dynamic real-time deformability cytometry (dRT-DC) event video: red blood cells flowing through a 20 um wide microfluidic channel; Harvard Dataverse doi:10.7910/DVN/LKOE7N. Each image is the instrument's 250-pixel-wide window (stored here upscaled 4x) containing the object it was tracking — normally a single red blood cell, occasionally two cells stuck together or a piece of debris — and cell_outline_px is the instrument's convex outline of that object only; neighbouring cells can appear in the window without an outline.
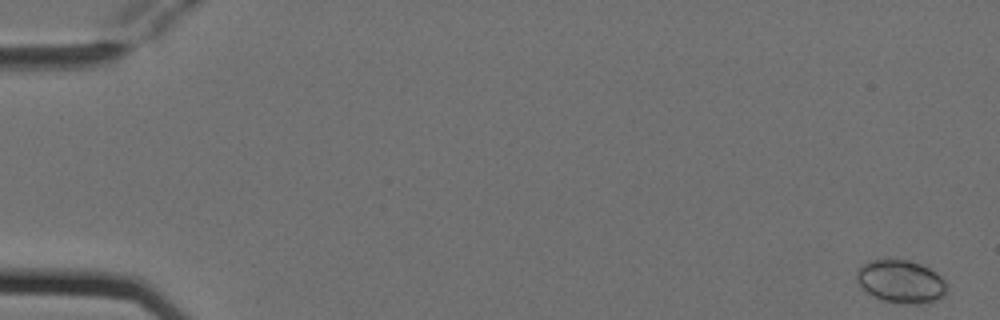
{"species": "Egyptian fruit bat (a non-hibernating species)", "species_latin": "Rousettus aegyptiacus", "temperature_condition": "cold", "stored_images_in_passage": 4, "camera_frame_rate_fps": 3000, "um_per_image_px": 0.085, "animal": {"sex": "female"}, "frame": {"image": 1, "passage_image": 1, "time_ms": 0.0, "image_size_px": [1000, 320], "cell_outline_px": [[944, 296], [936, 300], [920, 304], [900, 304], [884, 300], [872, 296], [856, 280], [856, 272], [864, 264], [872, 260], [908, 260], [920, 264], [936, 272], [944, 280]], "centroid_in_image_um": [76.57, 23.94], "position_along_channel_um": 8.4, "area_um2": 22.2}}
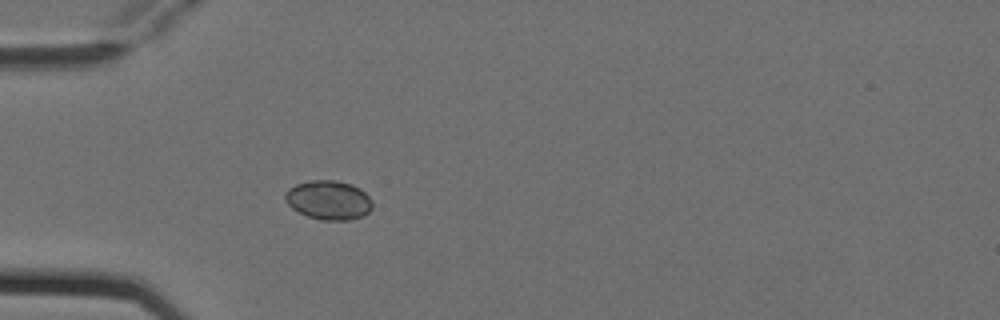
{"frame": {"image": 2, "passage_image": 4, "time_ms": 1.0, "image_size_px": [1000, 320], "cell_outline_px": [[372, 208], [364, 216], [348, 220], [320, 220], [308, 216], [292, 208], [284, 200], [284, 192], [288, 188], [296, 184], [312, 180], [336, 180], [352, 184], [360, 188], [372, 200]], "centroid_in_image_um": [27.93, 17.0], "position_along_channel_um": 57.1, "area_um2": 20.06}}